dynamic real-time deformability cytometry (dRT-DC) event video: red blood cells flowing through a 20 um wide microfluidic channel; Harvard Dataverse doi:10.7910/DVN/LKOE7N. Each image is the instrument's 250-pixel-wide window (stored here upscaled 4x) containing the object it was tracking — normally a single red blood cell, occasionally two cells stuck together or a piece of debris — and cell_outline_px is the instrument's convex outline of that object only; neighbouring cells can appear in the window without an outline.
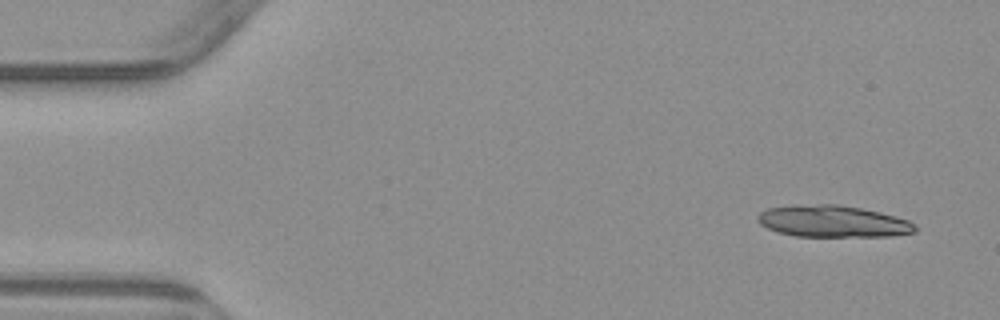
{"species": "common noctule bat (a hibernating species)", "species_latin": "Nyctalus noctula", "temperature_condition": "warm", "stored_images_in_passage": 4, "camera_frame_rate_fps": 3000, "um_per_image_px": 0.085, "animal": {"sex": "male", "body_mass_g": 23.1, "forearm_length_mm": 52.7}, "frame": {"image": 1, "passage_image": 1, "time_ms": 0.0, "image_size_px": [1000, 320], "cell_outline_px": [[916, 232], [892, 236], [796, 236], [776, 232], [760, 224], [756, 220], [756, 216], [760, 212], [768, 208], [820, 204], [836, 204], [860, 208], [880, 212], [896, 216], [908, 220], [916, 228]], "centroid_in_image_um": [70.79, 18.82], "position_along_channel_um": 14.2, "area_um2": 28.9}}